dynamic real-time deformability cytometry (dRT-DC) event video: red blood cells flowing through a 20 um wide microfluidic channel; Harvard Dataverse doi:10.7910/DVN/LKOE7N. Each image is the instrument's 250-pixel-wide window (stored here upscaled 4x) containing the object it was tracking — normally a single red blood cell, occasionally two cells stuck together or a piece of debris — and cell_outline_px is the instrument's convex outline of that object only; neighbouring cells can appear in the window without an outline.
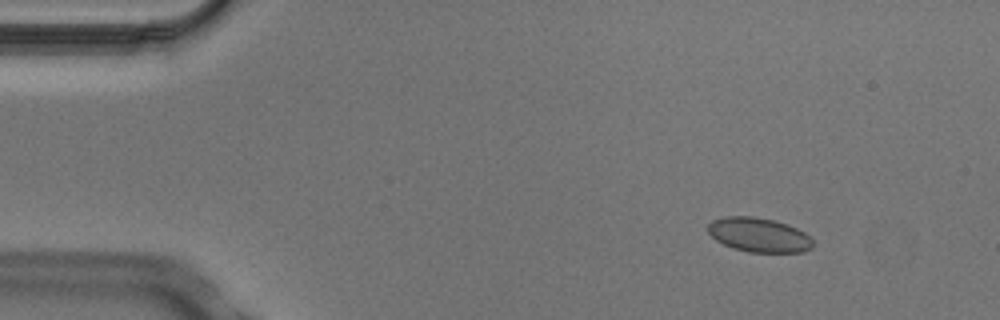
{"species": "Egyptian fruit bat (a non-hibernating species)", "species_latin": "Rousettus aegyptiacus", "temperature_condition": "cold", "stored_images_in_passage": 6, "camera_frame_rate_fps": 3000, "um_per_image_px": 0.085, "animal": {"sex": "male"}, "frame": {"image": 1, "passage_image": 2, "time_ms": 0.333, "image_size_px": [1000, 320], "cell_outline_px": [[812, 248], [804, 252], [748, 252], [732, 248], [716, 240], [708, 232], [708, 224], [712, 220], [724, 216], [752, 216], [772, 220], [788, 224], [804, 232], [812, 240]], "centroid_in_image_um": [64.49, 19.97], "position_along_channel_um": 20.5, "area_um2": 20.98}}
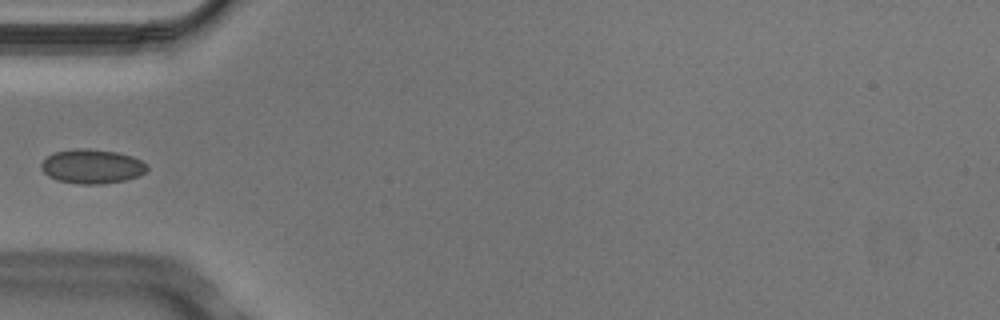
{"frame": {"image": 2, "passage_image": 5, "time_ms": 1.333, "image_size_px": [1000, 320], "cell_outline_px": [[148, 168], [140, 176], [124, 180], [100, 184], [76, 184], [56, 180], [48, 176], [40, 168], [40, 164], [48, 156], [56, 152], [76, 148], [84, 148], [116, 152], [132, 156], [148, 164]], "centroid_in_image_um": [7.81, 14.15], "position_along_channel_um": 77.2, "area_um2": 21.15}}